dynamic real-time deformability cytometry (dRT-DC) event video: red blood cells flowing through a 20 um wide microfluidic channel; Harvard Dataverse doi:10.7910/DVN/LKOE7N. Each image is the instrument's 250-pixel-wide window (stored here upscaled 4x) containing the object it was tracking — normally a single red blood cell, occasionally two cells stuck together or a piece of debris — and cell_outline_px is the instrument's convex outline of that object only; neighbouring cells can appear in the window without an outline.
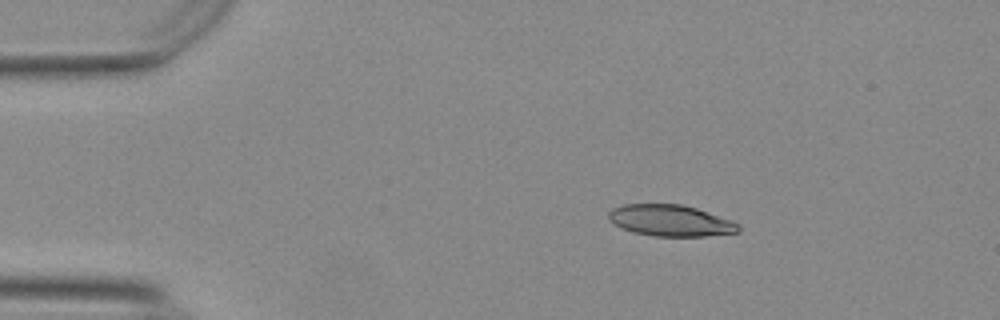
{"species": "Egyptian fruit bat (a non-hibernating species)", "species_latin": "Rousettus aegyptiacus", "temperature_condition": "warm", "stored_images_in_passage": 12, "camera_frame_rate_fps": 3000, "um_per_image_px": 0.085, "animal": {"sex": "female"}, "frame": {"image": 1, "passage_image": 1, "time_ms": 0.0, "image_size_px": [1000, 320], "cell_outline_px": [[740, 232], [704, 236], [652, 236], [632, 232], [616, 224], [608, 216], [608, 212], [612, 208], [624, 204], [680, 204], [696, 208], [732, 220], [740, 224]], "centroid_in_image_um": [57.03, 18.75], "position_along_channel_um": 28.0, "area_um2": 23.64}}
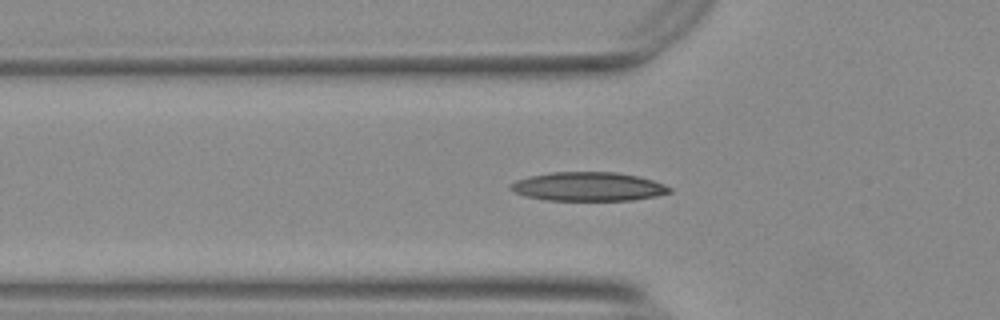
{"frame": {"image": 2, "passage_image": 10, "time_ms": 3.0, "image_size_px": [1000, 320], "cell_outline_px": [[672, 192], [656, 196], [632, 200], [544, 200], [524, 196], [512, 192], [508, 188], [516, 180], [532, 176], [552, 172], [616, 172], [636, 176], [652, 180], [664, 184], [672, 188]], "centroid_in_image_um": [49.99, 15.87], "position_along_channel_um": 75.8, "area_um2": 26.7}}